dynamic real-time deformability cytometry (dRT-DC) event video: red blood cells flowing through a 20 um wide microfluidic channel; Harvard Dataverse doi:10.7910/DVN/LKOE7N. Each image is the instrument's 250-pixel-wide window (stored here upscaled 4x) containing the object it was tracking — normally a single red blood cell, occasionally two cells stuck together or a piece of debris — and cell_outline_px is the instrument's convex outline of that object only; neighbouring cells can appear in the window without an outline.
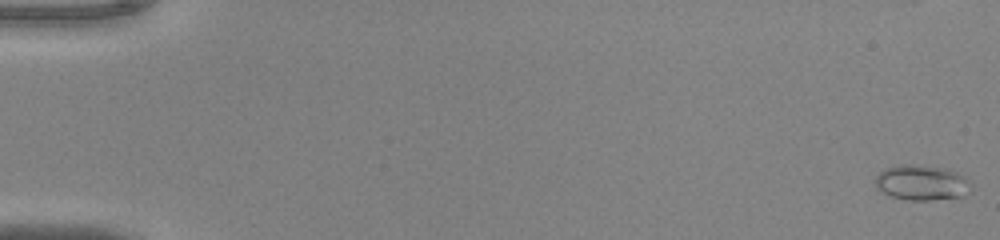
{"species": "common noctule bat (a hibernating species)", "species_latin": "Nyctalus noctula", "temperature_condition": "warm", "stored_images_in_passage": 52, "camera_frame_rate_fps": 3000, "um_per_image_px": 0.085, "animal": {"sex": "male", "body_mass_g": 20.0, "forearm_length_mm": 53.3}, "frame": {"image": 1, "passage_image": 1, "time_ms": 0.0, "image_size_px": [1000, 240], "cell_outline_px": [[972, 192], [960, 200], [908, 200], [892, 196], [880, 192], [876, 188], [876, 176], [884, 168], [900, 164], [912, 164], [944, 168], [956, 172], [964, 176], [972, 184]], "centroid_in_image_um": [78.43, 15.56], "position_along_channel_um": 6.6, "area_um2": 20.4}}
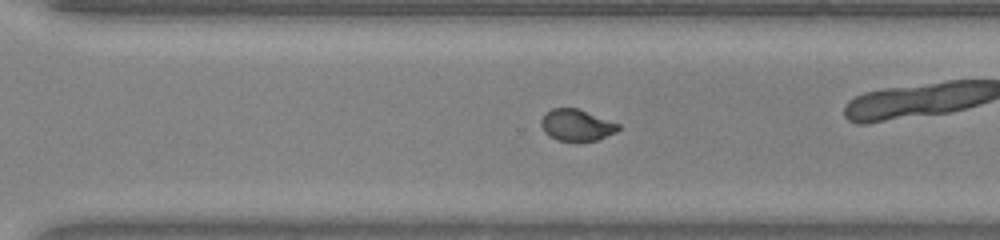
{"frame": {"image": 2, "passage_image": 37, "time_ms": 12.0, "image_size_px": [1000, 240], "cell_outline_px": [[620, 128], [616, 132], [596, 140], [556, 140], [548, 136], [544, 132], [540, 124], [540, 120], [552, 108], [576, 108], [620, 124]], "centroid_in_image_um": [48.99, 10.63], "position_along_channel_um": 321.6, "area_um2": 13.93}, "authors_computed_cell_mechanics": {"area_um2": 15.4037, "velocity_mm_per_s": 4.0848, "shape_relaxation_time_tau1_ms": 9.8603, "shape_relaxation_time_tau2_ms": null, "deformation_change_tau1": 0.2114, "deformation_change_tau2": null}}